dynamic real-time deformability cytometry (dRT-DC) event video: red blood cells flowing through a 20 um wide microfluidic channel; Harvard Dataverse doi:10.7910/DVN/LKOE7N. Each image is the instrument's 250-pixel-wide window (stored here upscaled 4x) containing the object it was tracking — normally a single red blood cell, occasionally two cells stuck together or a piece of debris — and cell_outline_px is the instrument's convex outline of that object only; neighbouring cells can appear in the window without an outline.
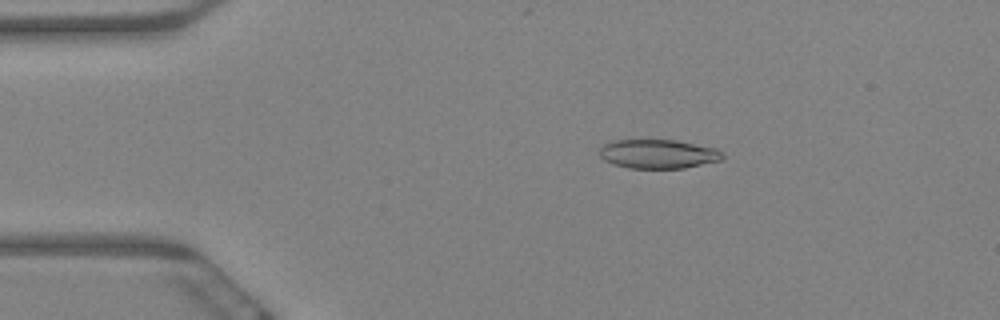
{"species": "Egyptian fruit bat (a non-hibernating species)", "species_latin": "Rousettus aegyptiacus", "temperature_condition": "warm", "stored_images_in_passage": 60, "camera_frame_rate_fps": 3000, "um_per_image_px": 0.085, "animal": {"sex": "female"}, "frame": {"image": 1, "passage_image": 11, "time_ms": 3.333, "image_size_px": [1000, 320], "cell_outline_px": [[724, 156], [720, 160], [684, 168], [628, 168], [604, 160], [596, 152], [604, 144], [616, 140], [676, 140], [716, 148], [724, 152]], "centroid_in_image_um": [55.94, 13.08], "position_along_channel_um": 29.1, "area_um2": 20.81}}
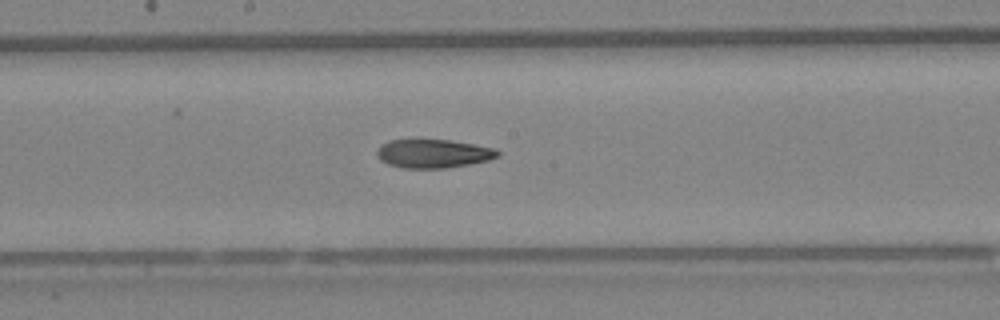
{"frame": {"image": 2, "passage_image": 32, "time_ms": 10.333, "image_size_px": [1000, 320], "cell_outline_px": [[500, 156], [488, 160], [448, 168], [400, 168], [388, 164], [380, 160], [376, 156], [376, 152], [380, 144], [388, 140], [416, 136], [448, 140], [496, 148], [500, 152]], "centroid_in_image_um": [36.75, 13.01], "position_along_channel_um": 211.5, "area_um2": 21.1}}
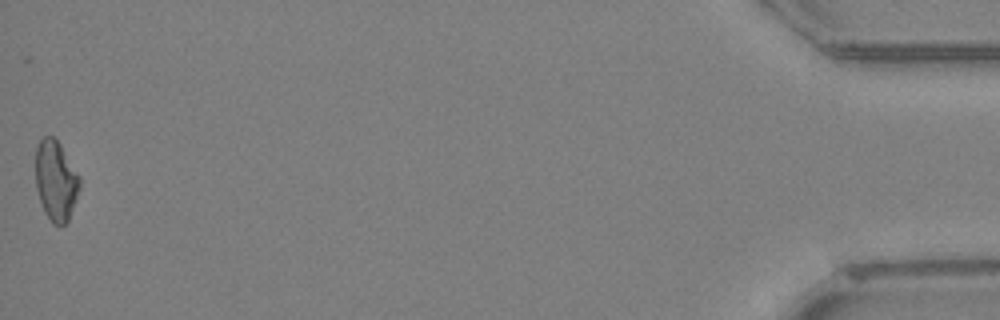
{"frame": {"image": 3, "passage_image": 60, "time_ms": 19.667, "image_size_px": [1000, 320], "cell_outline_px": [[80, 188], [76, 200], [68, 220], [64, 224], [52, 224], [44, 212], [36, 188], [36, 148], [40, 140], [44, 136], [52, 136], [60, 144], [80, 176]], "centroid_in_image_um": [4.75, 15.35], "position_along_channel_um": 430.5, "area_um2": 20.52}, "authors_computed_cell_mechanics": {"area_um2": 20.9814, "velocity_mm_per_s": 3.4026, "shape_relaxation_time_tau1_ms": null, "shape_relaxation_time_tau2_ms": 7.1686, "deformation_change_tau1": null, "deformation_change_tau2": 0.1634}}